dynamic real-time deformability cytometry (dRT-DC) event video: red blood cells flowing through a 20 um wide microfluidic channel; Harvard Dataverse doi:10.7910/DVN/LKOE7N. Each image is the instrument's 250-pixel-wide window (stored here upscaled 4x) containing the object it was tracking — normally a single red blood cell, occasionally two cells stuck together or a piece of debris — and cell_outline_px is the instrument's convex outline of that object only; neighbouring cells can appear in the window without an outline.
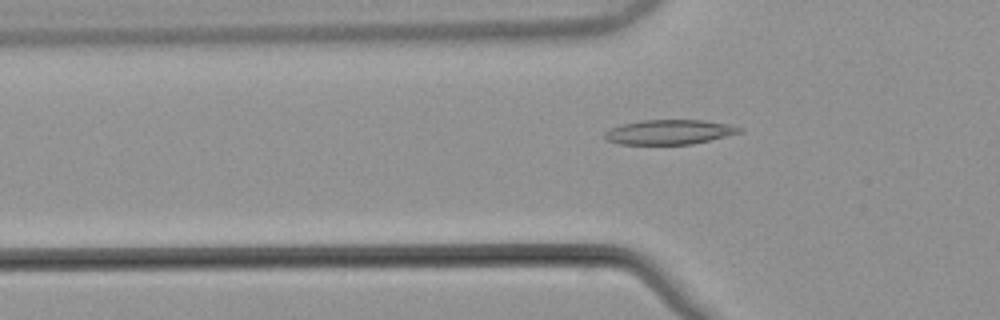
{"species": "common noctule bat (a hibernating species)", "species_latin": "Nyctalus noctula", "temperature_condition": "warm", "stored_images_in_passage": 53, "camera_frame_rate_fps": 3000, "um_per_image_px": 0.085, "animal": {"sex": "male", "body_mass_g": 21.5, "forearm_length_mm": 52.0}, "frame": {"image": 1, "passage_image": 18, "time_ms": 5.667, "image_size_px": [1000, 320], "cell_outline_px": [[740, 132], [692, 144], [620, 144], [608, 140], [604, 136], [604, 132], [612, 128], [624, 124], [640, 120], [704, 120], [728, 124], [740, 128]], "centroid_in_image_um": [56.85, 11.22], "position_along_channel_um": 68.9, "area_um2": 18.96}}
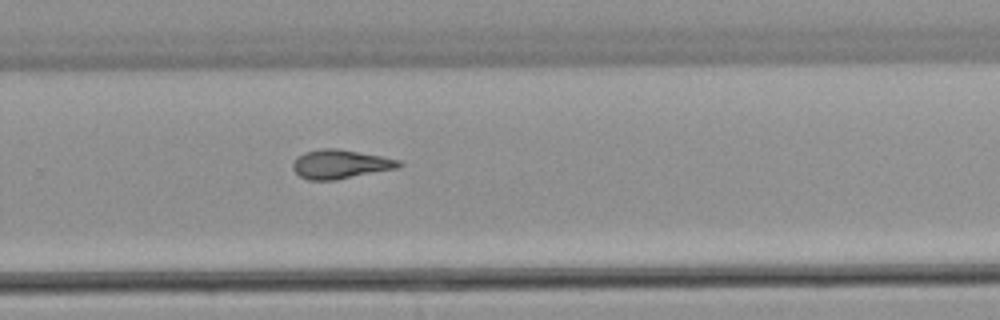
{"frame": {"image": 2, "passage_image": 36, "time_ms": 11.667, "image_size_px": [1000, 320], "cell_outline_px": [[404, 164], [400, 168], [336, 180], [308, 180], [300, 176], [292, 168], [292, 164], [304, 152], [320, 148], [336, 148], [380, 156], [400, 160]], "centroid_in_image_um": [28.97, 13.96], "position_along_channel_um": 300.8, "area_um2": 17.92}}
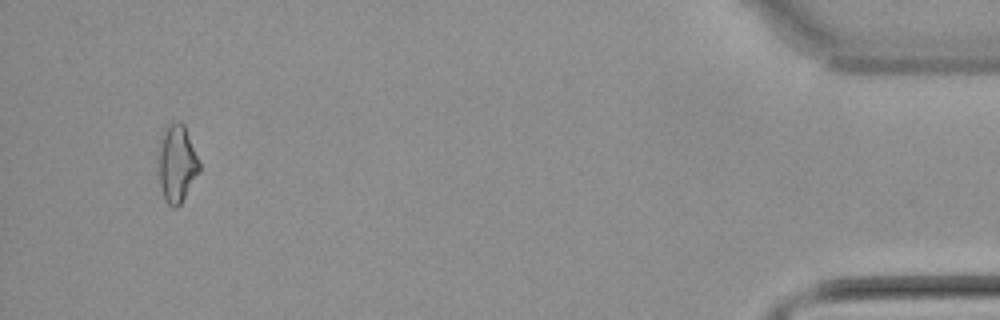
{"frame": {"image": 3, "passage_image": 51, "time_ms": 16.667, "image_size_px": [1000, 320], "cell_outline_px": [[200, 172], [180, 204], [176, 208], [172, 208], [168, 204], [164, 196], [160, 184], [160, 140], [164, 128], [168, 124], [176, 120], [180, 120], [184, 124], [200, 160]], "centroid_in_image_um": [15.08, 13.86], "position_along_channel_um": 420.1, "area_um2": 18.38}, "authors_computed_cell_mechanics": {"area_um2": 17.918, "velocity_mm_per_s": 3.8752, "shape_relaxation_time_tau1_ms": null, "shape_relaxation_time_tau2_ms": 6.8178, "deformation_change_tau1": null, "deformation_change_tau2": 0.1641}}